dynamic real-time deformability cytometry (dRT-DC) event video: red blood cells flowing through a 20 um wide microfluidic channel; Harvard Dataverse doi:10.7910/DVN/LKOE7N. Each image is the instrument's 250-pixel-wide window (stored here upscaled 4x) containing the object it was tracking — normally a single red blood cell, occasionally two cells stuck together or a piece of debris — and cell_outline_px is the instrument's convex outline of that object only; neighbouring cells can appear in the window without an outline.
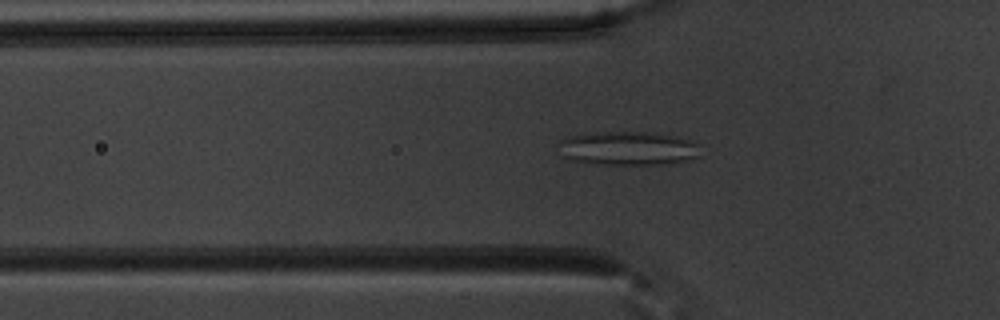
{"species": "common noctule bat (a hibernating species)", "species_latin": "Nyctalus noctula", "temperature_condition": "warm", "stored_images_in_passage": 49, "camera_frame_rate_fps": 3000, "um_per_image_px": 0.085, "animal": {"sex": "male", "body_mass_g": 20.1, "forearm_length_mm": 53.5}, "frame": {"image": 1, "passage_image": 13, "time_ms": 4.0, "image_size_px": [1000, 320], "cell_outline_px": [[700, 156], [676, 164], [596, 164], [572, 160], [560, 156], [560, 140], [568, 136], [592, 132], [648, 132], [680, 136], [700, 144]], "centroid_in_image_um": [53.43, 12.61], "position_along_channel_um": 72.4, "area_um2": 28.5}}
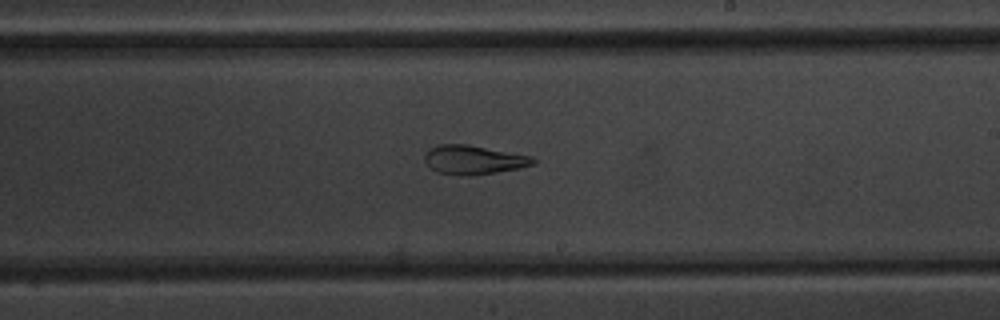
{"frame": {"image": 2, "passage_image": 27, "time_ms": 8.667, "image_size_px": [1000, 320], "cell_outline_px": [[536, 160], [532, 164], [520, 168], [496, 172], [468, 176], [460, 176], [436, 172], [424, 160], [424, 152], [428, 148], [440, 144], [468, 144], [532, 156]], "centroid_in_image_um": [40.21, 13.58], "position_along_channel_um": 248.8, "area_um2": 18.44}}
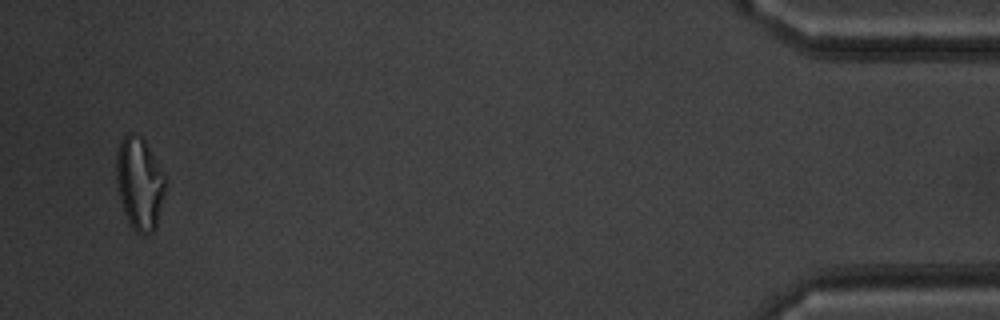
{"frame": {"image": 3, "passage_image": 47, "time_ms": 15.333, "image_size_px": [1000, 320], "cell_outline_px": [[168, 180], [156, 228], [152, 232], [144, 236], [136, 232], [128, 224], [120, 200], [116, 180], [116, 152], [120, 140], [128, 132], [132, 132], [140, 136], [144, 140], [164, 172]], "centroid_in_image_um": [11.87, 15.6], "position_along_channel_um": 423.3, "area_um2": 27.05}, "authors_computed_cell_mechanics": {"area_um2": 23.9292, "velocity_mm_per_s": 3.7712, "shape_relaxation_time_tau1_ms": null, "shape_relaxation_time_tau2_ms": 2.8914, "deformation_change_tau1": null, "deformation_change_tau2": 0.1094}}